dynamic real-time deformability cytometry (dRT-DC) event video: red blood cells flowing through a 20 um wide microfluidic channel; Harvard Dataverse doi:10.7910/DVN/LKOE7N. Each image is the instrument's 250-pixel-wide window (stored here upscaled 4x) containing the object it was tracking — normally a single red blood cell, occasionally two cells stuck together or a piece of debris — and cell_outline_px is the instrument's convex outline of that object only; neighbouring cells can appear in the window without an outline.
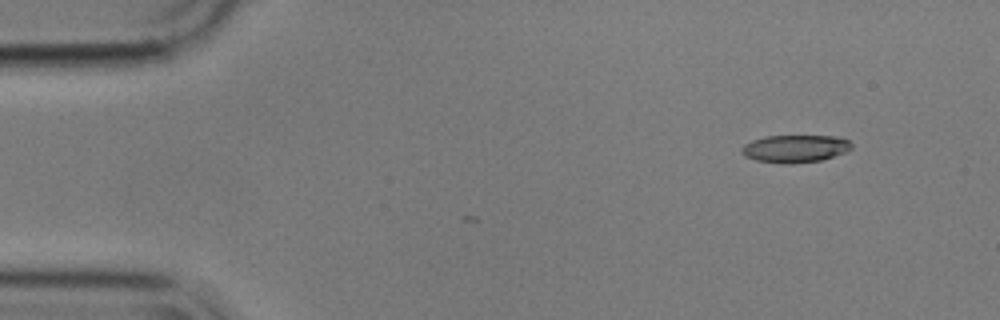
{"species": "common noctule bat (a hibernating species)", "species_latin": "Nyctalus noctula", "temperature_condition": "cold", "stored_images_in_passage": 10, "camera_frame_rate_fps": 3000, "um_per_image_px": 0.085, "animal": {"sex": "male", "body_mass_g": 17.9}, "frame": {"image": 1, "passage_image": 1, "time_ms": 0.0, "image_size_px": [1000, 320], "cell_outline_px": [[852, 148], [844, 152], [820, 160], [792, 164], [780, 164], [756, 160], [744, 156], [740, 152], [740, 148], [744, 144], [752, 140], [764, 136], [836, 136], [848, 140], [852, 144]], "centroid_in_image_um": [67.52, 12.63], "position_along_channel_um": 17.5, "area_um2": 17.74}}